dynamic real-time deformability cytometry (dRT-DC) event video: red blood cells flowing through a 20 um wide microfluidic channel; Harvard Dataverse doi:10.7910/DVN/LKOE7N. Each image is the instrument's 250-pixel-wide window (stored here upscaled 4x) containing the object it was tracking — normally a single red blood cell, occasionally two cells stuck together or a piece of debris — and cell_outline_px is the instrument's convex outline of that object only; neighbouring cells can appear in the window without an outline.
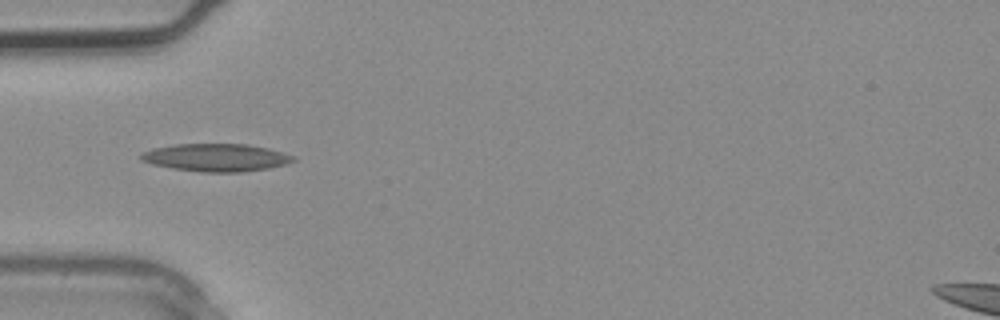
{"species": "common noctule bat (a hibernating species)", "species_latin": "Nyctalus noctula", "temperature_condition": "warm", "stored_images_in_passage": 1, "camera_frame_rate_fps": 3000, "um_per_image_px": 0.085, "animal": {"sex": "male", "body_mass_g": 20.4}, "frame": {"image": 1, "passage_image": 1, "time_ms": 0.0, "image_size_px": [1000, 320], "cell_outline_px": [[296, 160], [284, 164], [268, 168], [240, 172], [200, 172], [172, 168], [152, 164], [140, 160], [140, 156], [144, 152], [152, 148], [176, 144], [248, 144], [268, 148], [296, 156]], "centroid_in_image_um": [18.37, 13.39], "position_along_channel_um": 66.6, "area_um2": 24.57}}